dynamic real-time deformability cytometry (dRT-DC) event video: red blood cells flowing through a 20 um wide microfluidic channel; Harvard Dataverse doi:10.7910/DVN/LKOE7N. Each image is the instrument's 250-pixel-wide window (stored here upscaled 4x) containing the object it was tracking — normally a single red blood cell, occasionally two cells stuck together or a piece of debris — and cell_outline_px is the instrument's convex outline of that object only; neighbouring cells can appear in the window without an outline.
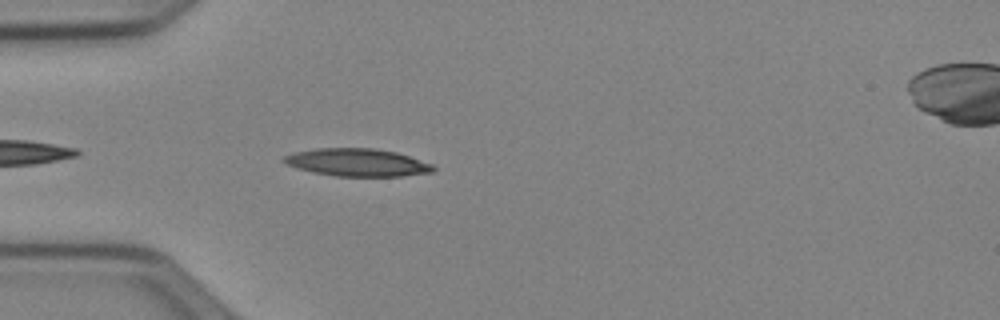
{"species": "Egyptian fruit bat (a non-hibernating species)", "species_latin": "Rousettus aegyptiacus", "temperature_condition": "cold", "stored_images_in_passage": 23, "camera_frame_rate_fps": 3000, "um_per_image_px": 0.085, "animal": {"sex": "female"}, "frame": {"image": 1, "passage_image": 3, "time_ms": 0.667, "image_size_px": [1000, 320], "cell_outline_px": [[436, 168], [432, 172], [400, 176], [336, 176], [312, 172], [296, 168], [280, 160], [284, 156], [292, 152], [316, 148], [372, 148], [396, 152], [432, 164]], "centroid_in_image_um": [30.32, 13.8], "position_along_channel_um": 54.7, "area_um2": 24.04}}
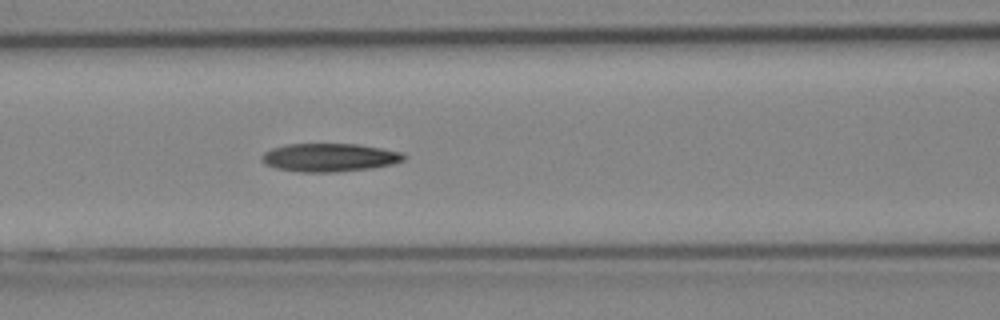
{"frame": {"image": 2, "passage_image": 10, "time_ms": 3.0, "image_size_px": [1000, 320], "cell_outline_px": [[404, 160], [392, 164], [372, 168], [336, 172], [300, 172], [276, 168], [264, 164], [260, 160], [260, 156], [264, 152], [272, 148], [284, 144], [356, 144], [380, 148], [400, 152], [404, 156]], "centroid_in_image_um": [27.93, 13.39], "position_along_channel_um": 138.7, "area_um2": 23.41}}
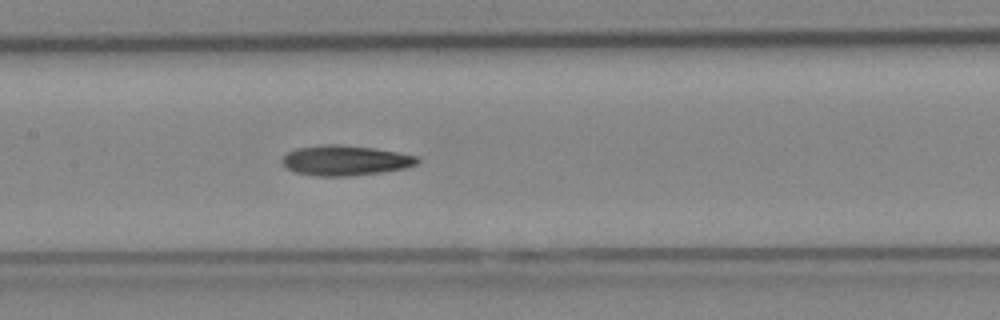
{"frame": {"image": 3, "passage_image": 13, "time_ms": 4.0, "image_size_px": [1000, 320], "cell_outline_px": [[420, 160], [416, 164], [404, 168], [380, 172], [348, 176], [316, 176], [296, 172], [284, 168], [280, 160], [288, 152], [296, 148], [324, 144], [336, 144], [372, 148], [420, 156]], "centroid_in_image_um": [29.3, 13.63], "position_along_channel_um": 178.1, "area_um2": 23.7}}